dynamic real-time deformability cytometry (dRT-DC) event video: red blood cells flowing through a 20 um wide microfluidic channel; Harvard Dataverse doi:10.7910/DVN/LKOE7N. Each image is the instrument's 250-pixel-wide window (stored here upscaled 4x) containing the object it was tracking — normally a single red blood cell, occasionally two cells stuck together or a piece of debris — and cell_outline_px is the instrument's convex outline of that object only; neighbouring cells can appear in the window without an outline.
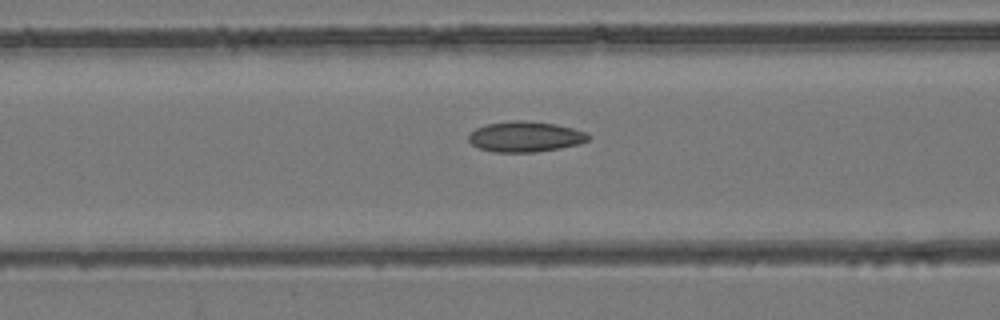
{"species": "common noctule bat (a hibernating species)", "species_latin": "Nyctalus noctula", "temperature_condition": "room temperature", "stored_images_in_passage": 36, "camera_frame_rate_fps": 3000, "um_per_image_px": 0.085, "animal": {"sex": "female", "body_mass_g": 24.6, "forearm_length_mm": 56.2}, "frame": {"image": 1, "passage_image": 16, "time_ms": 5.0, "image_size_px": [1000, 320], "cell_outline_px": [[588, 140], [580, 144], [560, 148], [536, 152], [492, 152], [480, 148], [472, 144], [468, 140], [468, 136], [476, 128], [488, 124], [516, 120], [520, 120], [556, 124], [572, 128], [584, 132], [588, 136]], "centroid_in_image_um": [44.63, 11.63], "position_along_channel_um": 122.0, "area_um2": 21.04}}
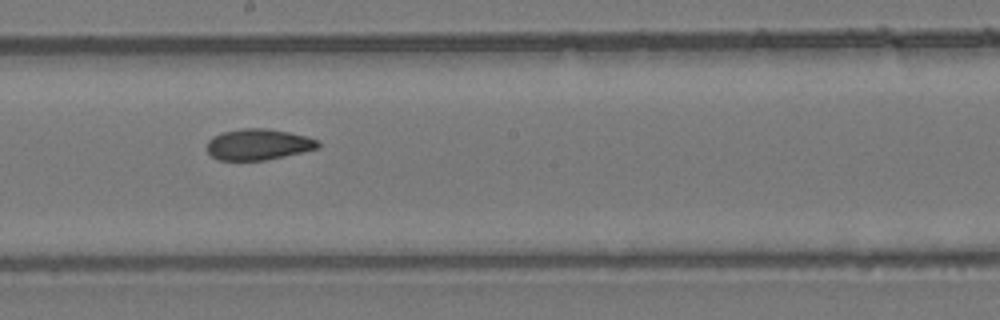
{"frame": {"image": 2, "passage_image": 24, "time_ms": 7.667, "image_size_px": [1000, 320], "cell_outline_px": [[320, 148], [284, 156], [264, 160], [216, 160], [208, 152], [208, 140], [212, 136], [224, 132], [240, 128], [268, 128], [308, 136], [316, 140], [320, 144]], "centroid_in_image_um": [21.96, 12.27], "position_along_channel_um": 226.2, "area_um2": 20.11}}
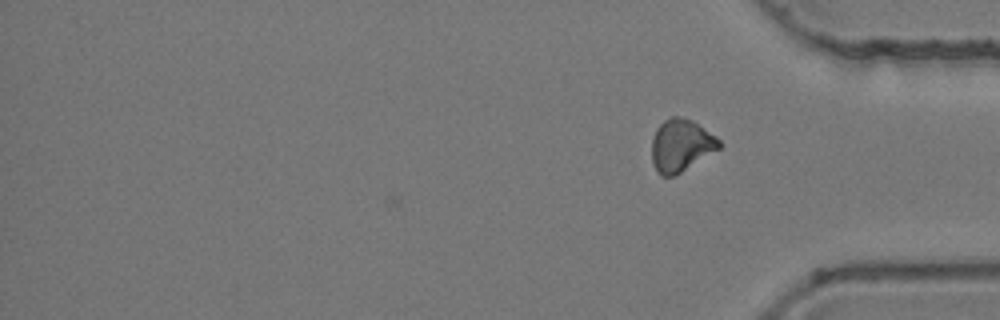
{"frame": {"image": 3, "passage_image": 36, "time_ms": 11.667, "image_size_px": [1000, 320], "cell_outline_px": [[720, 148], [680, 172], [672, 176], [660, 176], [656, 172], [652, 160], [652, 140], [656, 128], [664, 120], [672, 116], [676, 116], [692, 120], [716, 136], [720, 140]], "centroid_in_image_um": [57.86, 12.35], "position_along_channel_um": 377.3, "area_um2": 20.35}, "authors_computed_cell_mechanics": {"area_um2": 20.7213, "velocity_mm_per_s": 3.9094, "shape_relaxation_time_tau1_ms": 10.2426, "shape_relaxation_time_tau2_ms": 3.4562, "deformation_change_tau1": 0.1572, "deformation_change_tau2": 0.0881}}